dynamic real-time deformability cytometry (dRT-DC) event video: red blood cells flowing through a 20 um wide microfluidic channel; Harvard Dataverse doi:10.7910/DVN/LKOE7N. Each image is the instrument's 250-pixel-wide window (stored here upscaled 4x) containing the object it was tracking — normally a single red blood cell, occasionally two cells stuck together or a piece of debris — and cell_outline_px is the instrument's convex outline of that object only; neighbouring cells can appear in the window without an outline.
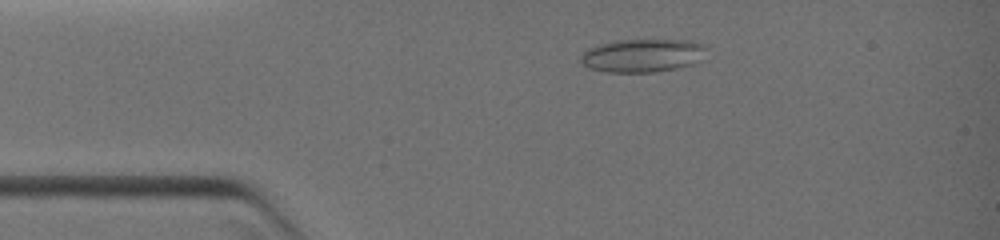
{"species": "common noctule bat (a hibernating species)", "species_latin": "Nyctalus noctula", "temperature_condition": "warm", "stored_images_in_passage": 47, "camera_frame_rate_fps": 3000, "um_per_image_px": 0.085, "animal": {"sex": "female", "body_mass_g": 19.0, "forearm_length_mm": 51.5}, "frame": {"image": 1, "passage_image": 8, "time_ms": 2.0, "image_size_px": [1000, 240], "cell_outline_px": [[708, 48], [692, 64], [676, 68], [652, 72], [604, 72], [588, 68], [580, 60], [580, 56], [588, 48], [596, 44], [620, 40], [692, 40], [708, 44]], "centroid_in_image_um": [54.59, 4.7], "position_along_channel_um": 30.4, "area_um2": 24.39}}
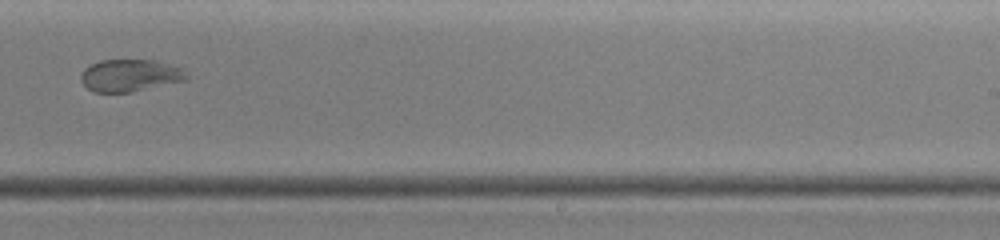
{"frame": {"image": 2, "passage_image": 33, "time_ms": 8.0, "image_size_px": [1000, 240], "cell_outline_px": [[188, 80], [132, 92], [92, 92], [80, 80], [80, 76], [84, 68], [100, 60], [152, 60], [168, 64], [180, 68], [188, 76]], "centroid_in_image_um": [11.03, 6.42], "position_along_channel_um": 278.0, "area_um2": 19.77}}
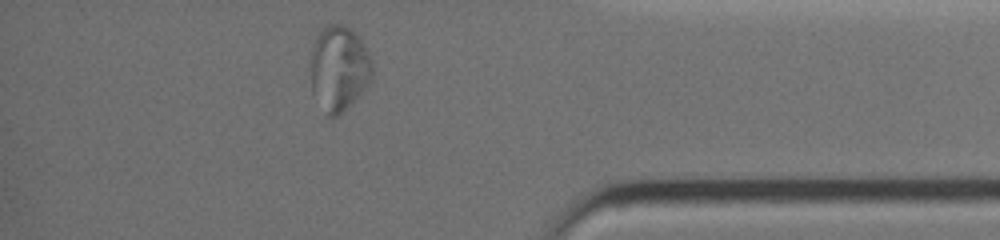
{"frame": {"image": 3, "passage_image": 45, "time_ms": 11.0, "image_size_px": [1000, 240], "cell_outline_px": [[372, 76], [368, 84], [336, 116], [328, 116], [312, 92], [308, 64], [308, 60], [312, 48], [320, 32], [328, 24], [344, 24], [352, 28], [356, 32], [364, 44], [372, 60]], "centroid_in_image_um": [28.78, 5.74], "position_along_channel_um": 406.4, "area_um2": 30.58}}